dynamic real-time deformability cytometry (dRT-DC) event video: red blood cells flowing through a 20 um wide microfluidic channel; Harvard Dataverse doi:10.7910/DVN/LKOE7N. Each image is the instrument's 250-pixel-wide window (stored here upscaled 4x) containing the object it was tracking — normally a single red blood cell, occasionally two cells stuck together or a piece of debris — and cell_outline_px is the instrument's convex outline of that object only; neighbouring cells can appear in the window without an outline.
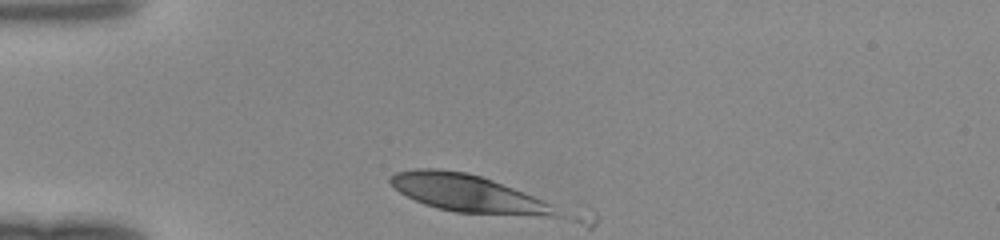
{"species": "human", "species_latin": "Homo sapiens", "temperature_condition": "room temperature", "stored_images_in_passage": 2, "camera_frame_rate_fps": 3000, "um_per_image_px": 0.085, "donor": {"sex": "female"}, "frame": {"image": 1, "passage_image": 1, "time_ms": 0.0, "image_size_px": [1000, 240], "cell_outline_px": [[560, 216], [544, 216], [456, 212], [436, 208], [424, 204], [400, 192], [388, 180], [396, 172], [416, 168], [436, 168], [468, 172], [492, 180], [552, 204]], "centroid_in_image_um": [39.72, 16.42], "position_along_channel_um": 45.3, "area_um2": 35.49}}